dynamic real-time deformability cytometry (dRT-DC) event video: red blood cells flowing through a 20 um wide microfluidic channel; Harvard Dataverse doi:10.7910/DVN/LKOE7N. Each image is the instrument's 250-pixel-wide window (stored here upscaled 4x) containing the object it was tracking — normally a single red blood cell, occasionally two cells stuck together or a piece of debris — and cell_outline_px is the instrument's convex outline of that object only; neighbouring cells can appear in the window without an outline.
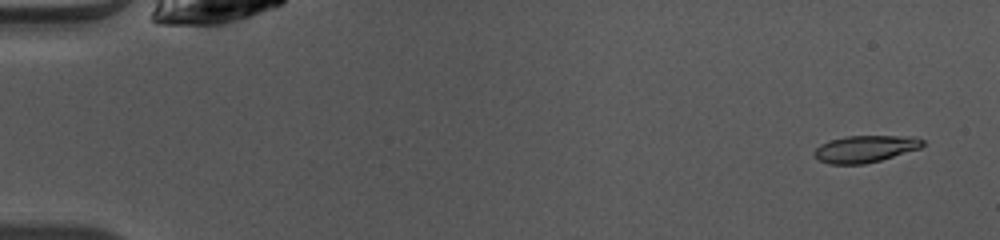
{"species": "common noctule bat (a hibernating species)", "species_latin": "Nyctalus noctula", "temperature_condition": "warm", "stored_images_in_passage": 49, "camera_frame_rate_fps": 3000, "um_per_image_px": 0.085, "animal": {"sex": "female", "body_mass_g": 10.0, "forearm_length_mm": 53.1}, "frame": {"image": 1, "passage_image": 3, "time_ms": 0.667, "image_size_px": [1000, 240], "cell_outline_px": [[924, 144], [920, 148], [880, 160], [864, 164], [828, 164], [812, 156], [812, 152], [820, 144], [828, 140], [844, 136], [912, 136], [924, 140]], "centroid_in_image_um": [73.48, 12.65], "position_along_channel_um": 11.5, "area_um2": 17.11}}
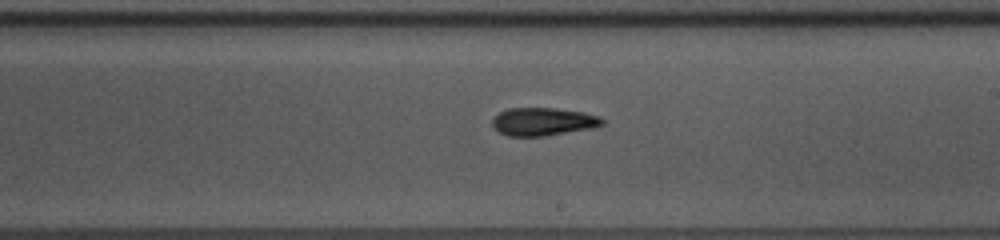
{"frame": {"image": 2, "passage_image": 29, "time_ms": 9.333, "image_size_px": [1000, 240], "cell_outline_px": [[604, 124], [592, 128], [544, 136], [508, 136], [500, 132], [492, 124], [492, 120], [500, 112], [508, 108], [556, 108], [584, 112], [600, 116], [604, 120]], "centroid_in_image_um": [46.19, 10.33], "position_along_channel_um": 242.8, "area_um2": 17.86}}
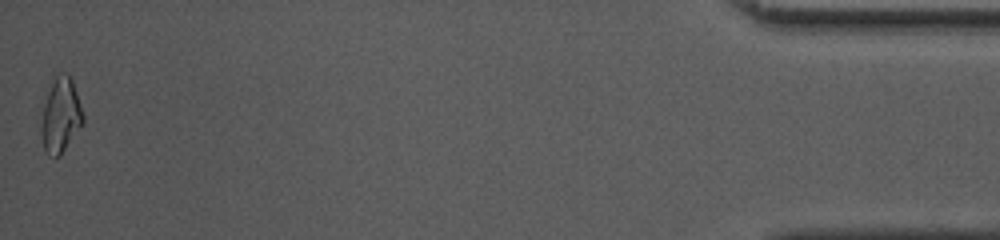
{"frame": {"image": 3, "passage_image": 49, "time_ms": 16.0, "image_size_px": [1000, 240], "cell_outline_px": [[84, 124], [60, 156], [48, 156], [44, 152], [40, 132], [40, 100], [52, 72], [64, 72], [72, 80], [84, 116]], "centroid_in_image_um": [5.06, 9.72], "position_along_channel_um": 430.1, "area_um2": 19.77}, "authors_computed_cell_mechanics": {"area_um2": 17.3978, "velocity_mm_per_s": 4.1166, "shape_relaxation_time_tau1_ms": 5.4329, "shape_relaxation_time_tau2_ms": 3.698, "deformation_change_tau1": 0.1845, "deformation_change_tau2": 0.13}}